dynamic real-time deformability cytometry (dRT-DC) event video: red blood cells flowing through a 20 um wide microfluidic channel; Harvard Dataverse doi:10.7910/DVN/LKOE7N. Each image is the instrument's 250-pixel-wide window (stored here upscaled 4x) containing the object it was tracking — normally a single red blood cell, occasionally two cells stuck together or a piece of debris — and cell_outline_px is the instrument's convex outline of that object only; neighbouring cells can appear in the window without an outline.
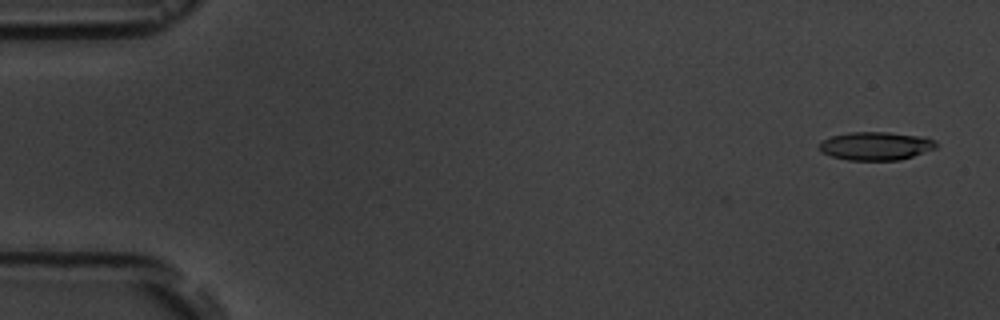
{"species": "common noctule bat (a hibernating species)", "species_latin": "Nyctalus noctula", "temperature_condition": "room temperature", "stored_images_in_passage": 5, "camera_frame_rate_fps": 3000, "um_per_image_px": 0.085, "animal": {"sex": "male", "body_mass_g": 19.5, "forearm_length_mm": 54.6}, "frame": {"image": 1, "passage_image": 1, "time_ms": 0.0, "image_size_px": [1000, 320], "cell_outline_px": [[936, 148], [900, 160], [848, 160], [832, 156], [820, 152], [820, 140], [832, 136], [848, 132], [888, 132], [924, 136], [936, 140]], "centroid_in_image_um": [74.44, 12.4], "position_along_channel_um": 10.6, "area_um2": 19.36}}
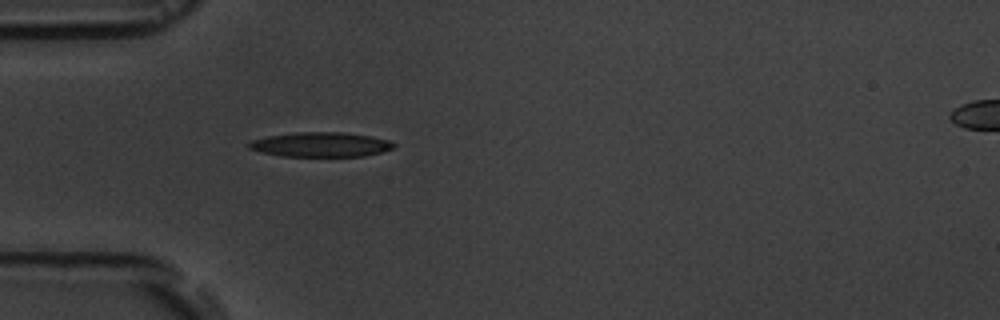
{"frame": {"image": 2, "passage_image": 5, "time_ms": 4.667, "image_size_px": [1000, 320], "cell_outline_px": [[396, 144], [392, 148], [380, 152], [364, 156], [280, 156], [248, 148], [244, 144], [252, 140], [268, 136], [296, 132], [344, 132], [372, 136], [392, 140]], "centroid_in_image_um": [27.27, 12.28], "position_along_channel_um": 57.7, "area_um2": 20.87}}